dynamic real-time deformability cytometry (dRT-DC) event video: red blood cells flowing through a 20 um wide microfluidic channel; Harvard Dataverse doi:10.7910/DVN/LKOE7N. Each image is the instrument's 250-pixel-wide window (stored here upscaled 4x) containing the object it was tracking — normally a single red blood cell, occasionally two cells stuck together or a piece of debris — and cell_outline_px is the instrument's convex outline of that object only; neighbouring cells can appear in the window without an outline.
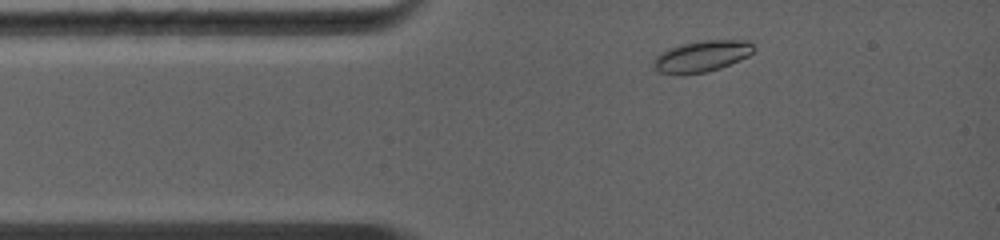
{"species": "common noctule bat (a hibernating species)", "species_latin": "Nyctalus noctula", "temperature_condition": "warm", "stored_images_in_passage": 2, "camera_frame_rate_fps": 5000, "um_per_image_px": 0.085, "animal": {"sex": "female", "body_mass_g": 19.0, "forearm_length_mm": 56.7}, "frame": {"image": 1, "passage_image": 1, "time_ms": 0.0, "image_size_px": [1000, 240], "cell_outline_px": [[756, 48], [748, 56], [740, 60], [720, 68], [708, 72], [680, 76], [660, 72], [652, 68], [652, 60], [660, 52], [668, 48], [680, 44], [704, 40], [748, 40]], "centroid_in_image_um": [59.6, 4.8], "position_along_channel_um": 25.4, "area_um2": 18.73}}